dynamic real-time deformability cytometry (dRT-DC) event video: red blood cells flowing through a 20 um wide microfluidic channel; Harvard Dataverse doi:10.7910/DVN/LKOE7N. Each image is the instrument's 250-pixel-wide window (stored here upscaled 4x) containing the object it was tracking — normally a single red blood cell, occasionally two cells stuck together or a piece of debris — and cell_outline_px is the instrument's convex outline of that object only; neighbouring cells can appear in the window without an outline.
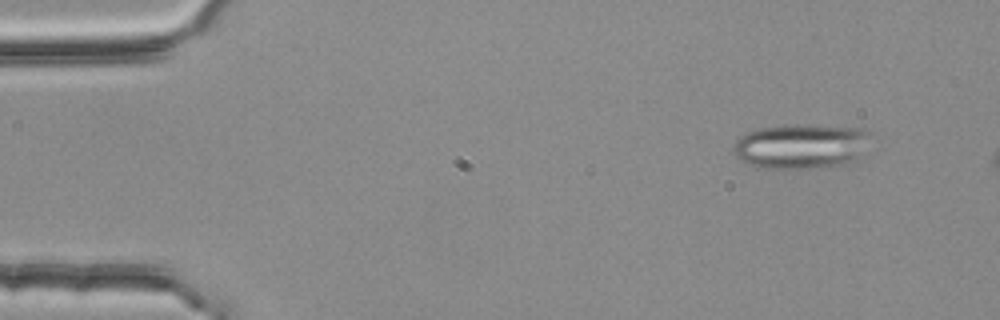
{"species": "common noctule bat (a hibernating species)", "species_latin": "Nyctalus noctula", "temperature_condition": "room temperature", "stored_images_in_passage": 3, "camera_frame_rate_fps": 3000, "um_per_image_px": 0.085, "animal": {"sex": "female", "body_mass_g": 25.1}, "frame": {"image": 1, "passage_image": 1, "time_ms": 0.0, "image_size_px": [1000, 320], "cell_outline_px": [[868, 132], [860, 156], [856, 160], [848, 164], [808, 168], [764, 168], [748, 164], [740, 160], [732, 152], [732, 148], [736, 140], [740, 136], [748, 132], [760, 128], [788, 124], [800, 124], [868, 128]], "centroid_in_image_um": [68.04, 12.42], "position_along_channel_um": 17.0, "area_um2": 35.89}}